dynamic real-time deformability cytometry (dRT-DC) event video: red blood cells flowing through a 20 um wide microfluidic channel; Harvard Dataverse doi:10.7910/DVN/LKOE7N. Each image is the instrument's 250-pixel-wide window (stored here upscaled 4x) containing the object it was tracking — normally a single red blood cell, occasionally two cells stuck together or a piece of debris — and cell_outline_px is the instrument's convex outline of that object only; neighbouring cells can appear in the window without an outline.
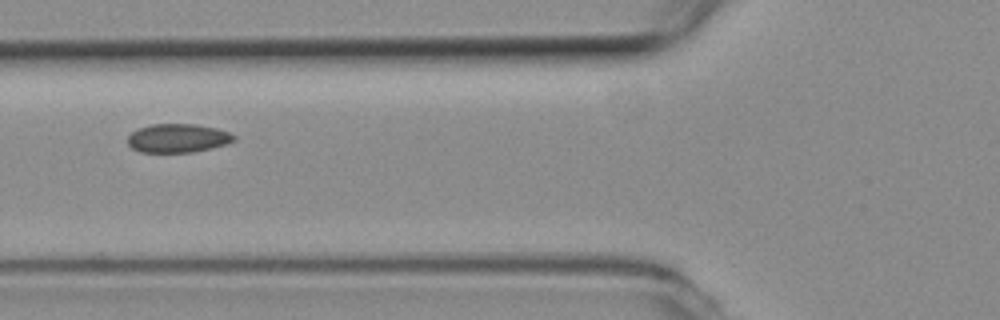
{"species": "common noctule bat (a hibernating species)", "species_latin": "Nyctalus noctula", "temperature_condition": "room temperature", "stored_images_in_passage": 6, "camera_frame_rate_fps": 3000, "um_per_image_px": 0.085, "animal": {"sex": "female", "body_mass_g": 19.3, "forearm_length_mm": 54.1}, "frame": {"image": 1, "passage_image": 5, "time_ms": 1.333, "image_size_px": [1000, 320], "cell_outline_px": [[236, 140], [224, 144], [192, 152], [140, 152], [132, 148], [128, 144], [128, 136], [132, 132], [140, 128], [152, 124], [196, 124], [216, 128], [228, 132], [236, 136]], "centroid_in_image_um": [15.1, 11.74], "position_along_channel_um": 110.7, "area_um2": 17.57}}
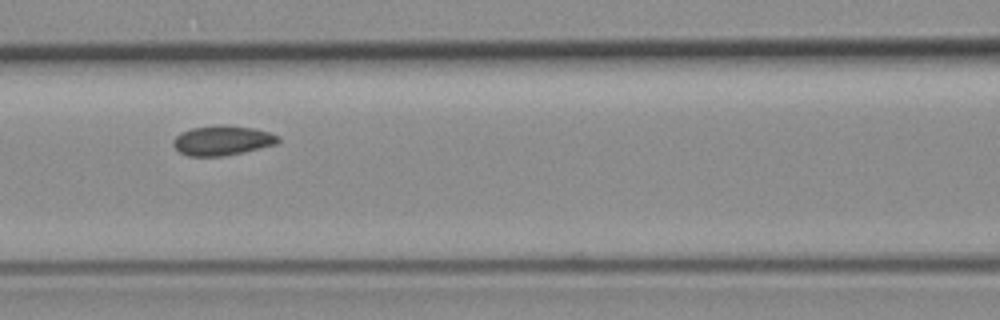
{"frame": {"image": 2, "passage_image": 6, "time_ms": 1.667, "image_size_px": [1000, 320], "cell_outline_px": [[280, 140], [276, 144], [244, 152], [224, 156], [188, 156], [180, 152], [172, 144], [172, 140], [180, 132], [192, 128], [224, 124], [256, 128], [280, 136]], "centroid_in_image_um": [18.9, 11.93], "position_along_channel_um": 147.7, "area_um2": 18.32}}